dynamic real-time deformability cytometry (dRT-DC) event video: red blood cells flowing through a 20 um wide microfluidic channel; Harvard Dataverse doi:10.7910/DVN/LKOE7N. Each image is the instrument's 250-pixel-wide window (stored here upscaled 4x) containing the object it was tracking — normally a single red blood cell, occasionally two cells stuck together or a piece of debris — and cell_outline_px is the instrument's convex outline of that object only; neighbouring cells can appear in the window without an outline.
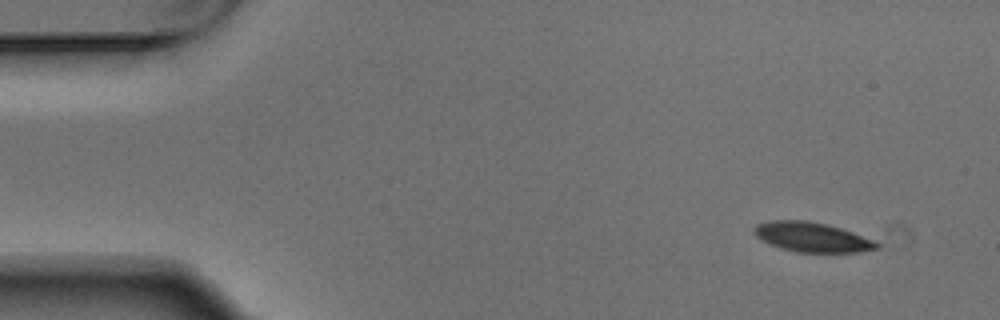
{"species": "Egyptian fruit bat (a non-hibernating species)", "species_latin": "Rousettus aegyptiacus", "temperature_condition": "warm", "stored_images_in_passage": 4, "camera_frame_rate_fps": 3000, "um_per_image_px": 0.085, "animal": {"sex": "male"}, "frame": {"image": 1, "passage_image": 1, "time_ms": 0.0, "image_size_px": [1000, 320], "cell_outline_px": [[880, 248], [860, 252], [796, 252], [780, 248], [756, 236], [752, 228], [756, 224], [772, 220], [808, 220], [828, 224], [852, 232], [872, 240], [880, 244]], "centroid_in_image_um": [69.02, 20.15], "position_along_channel_um": 16.0, "area_um2": 21.1}}
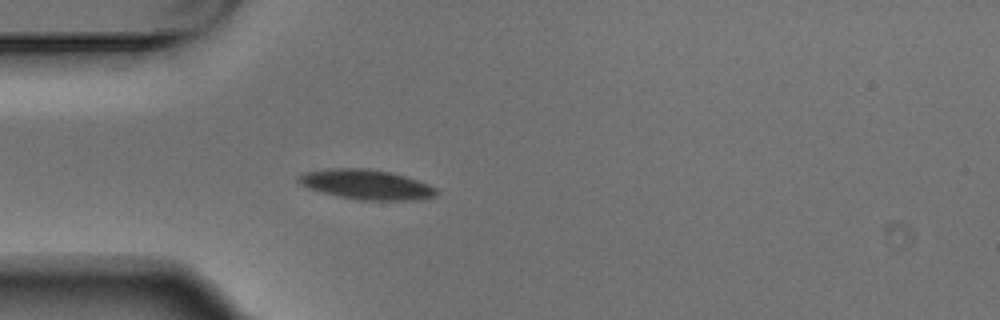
{"frame": {"image": 2, "passage_image": 4, "time_ms": 1.0, "image_size_px": [1000, 320], "cell_outline_px": [[440, 192], [436, 196], [416, 200], [360, 200], [340, 196], [308, 188], [300, 184], [296, 180], [296, 176], [304, 172], [328, 168], [368, 168], [392, 172], [420, 180], [436, 188]], "centroid_in_image_um": [31.16, 15.67], "position_along_channel_um": 53.8, "area_um2": 24.22}}